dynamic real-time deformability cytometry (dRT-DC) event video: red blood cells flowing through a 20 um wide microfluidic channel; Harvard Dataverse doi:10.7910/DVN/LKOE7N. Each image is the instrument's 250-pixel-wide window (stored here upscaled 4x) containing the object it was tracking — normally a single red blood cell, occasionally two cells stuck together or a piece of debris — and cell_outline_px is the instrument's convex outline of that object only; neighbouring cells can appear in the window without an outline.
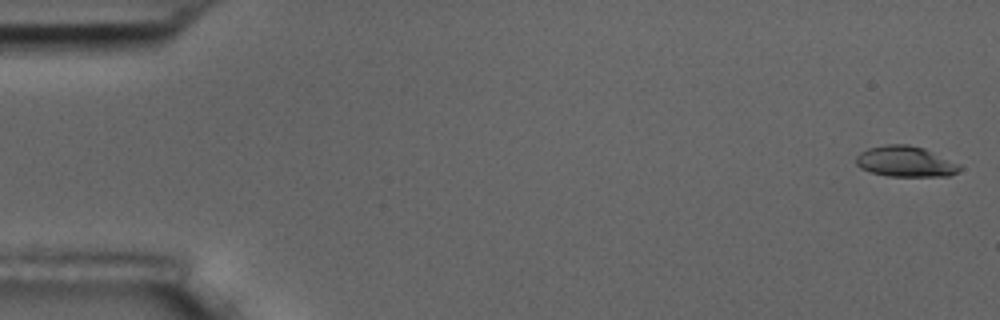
{"species": "common noctule bat (a hibernating species)", "species_latin": "Nyctalus noctula", "temperature_condition": "room temperature", "stored_images_in_passage": 6, "camera_frame_rate_fps": 3000, "um_per_image_px": 0.085, "animal": {"sex": "male", "body_mass_g": 17.5, "forearm_length_mm": 52.3}, "frame": {"image": 1, "passage_image": 1, "time_ms": 0.0, "image_size_px": [1000, 320], "cell_outline_px": [[960, 168], [956, 172], [948, 176], [888, 176], [872, 172], [860, 168], [856, 164], [856, 156], [860, 152], [868, 148], [884, 144], [908, 144], [924, 148], [960, 164]], "centroid_in_image_um": [76.93, 13.72], "position_along_channel_um": 8.1, "area_um2": 18.5}}